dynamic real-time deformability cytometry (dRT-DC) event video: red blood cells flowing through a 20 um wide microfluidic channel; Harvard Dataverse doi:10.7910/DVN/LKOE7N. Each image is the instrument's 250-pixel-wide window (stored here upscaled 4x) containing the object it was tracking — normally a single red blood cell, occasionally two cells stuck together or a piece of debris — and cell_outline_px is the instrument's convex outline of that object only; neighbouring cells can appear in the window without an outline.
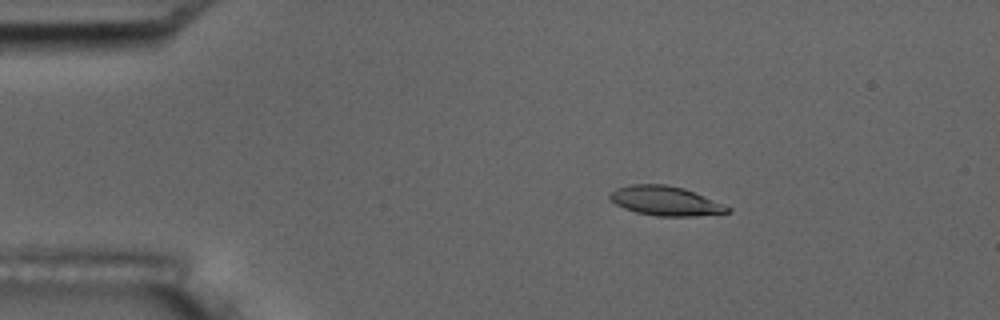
{"species": "common noctule bat (a hibernating species)", "species_latin": "Nyctalus noctula", "temperature_condition": "room temperature", "stored_images_in_passage": 5, "camera_frame_rate_fps": 3000, "um_per_image_px": 0.085, "animal": {"sex": "male", "body_mass_g": 17.5, "forearm_length_mm": 52.3}, "frame": {"image": 1, "passage_image": 3, "time_ms": 2.333, "image_size_px": [1000, 320], "cell_outline_px": [[732, 208], [728, 212], [692, 216], [656, 216], [636, 212], [624, 208], [608, 200], [608, 196], [616, 188], [632, 184], [664, 184], [684, 188], [724, 204]], "centroid_in_image_um": [56.53, 17.07], "position_along_channel_um": 28.5, "area_um2": 20.06}}